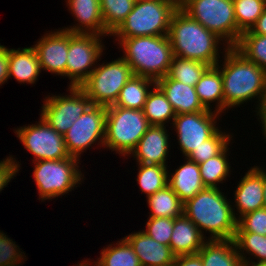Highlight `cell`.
I'll use <instances>...</instances> for the list:
<instances>
[{"label":"cell","instance_id":"cell-21","mask_svg":"<svg viewBox=\"0 0 266 266\" xmlns=\"http://www.w3.org/2000/svg\"><path fill=\"white\" fill-rule=\"evenodd\" d=\"M184 214L174 219L170 248L176 256L197 254L207 239Z\"/></svg>","mask_w":266,"mask_h":266},{"label":"cell","instance_id":"cell-18","mask_svg":"<svg viewBox=\"0 0 266 266\" xmlns=\"http://www.w3.org/2000/svg\"><path fill=\"white\" fill-rule=\"evenodd\" d=\"M68 10L79 23L63 30L71 33L96 34L108 36L111 34L105 29L100 10V0H67ZM105 34V35H104Z\"/></svg>","mask_w":266,"mask_h":266},{"label":"cell","instance_id":"cell-29","mask_svg":"<svg viewBox=\"0 0 266 266\" xmlns=\"http://www.w3.org/2000/svg\"><path fill=\"white\" fill-rule=\"evenodd\" d=\"M100 255L97 261L91 262L94 266H141L137 254L125 238L117 241L114 246L109 244Z\"/></svg>","mask_w":266,"mask_h":266},{"label":"cell","instance_id":"cell-16","mask_svg":"<svg viewBox=\"0 0 266 266\" xmlns=\"http://www.w3.org/2000/svg\"><path fill=\"white\" fill-rule=\"evenodd\" d=\"M166 126L150 125L131 152L138 164L164 165L169 152V135Z\"/></svg>","mask_w":266,"mask_h":266},{"label":"cell","instance_id":"cell-27","mask_svg":"<svg viewBox=\"0 0 266 266\" xmlns=\"http://www.w3.org/2000/svg\"><path fill=\"white\" fill-rule=\"evenodd\" d=\"M152 88L143 108L144 115L149 125L166 126L169 120H174L176 112L162 90L157 85Z\"/></svg>","mask_w":266,"mask_h":266},{"label":"cell","instance_id":"cell-23","mask_svg":"<svg viewBox=\"0 0 266 266\" xmlns=\"http://www.w3.org/2000/svg\"><path fill=\"white\" fill-rule=\"evenodd\" d=\"M41 73L36 50L33 46L23 49H9L8 76L19 83L34 84Z\"/></svg>","mask_w":266,"mask_h":266},{"label":"cell","instance_id":"cell-49","mask_svg":"<svg viewBox=\"0 0 266 266\" xmlns=\"http://www.w3.org/2000/svg\"><path fill=\"white\" fill-rule=\"evenodd\" d=\"M171 2L176 8H181L188 0H167Z\"/></svg>","mask_w":266,"mask_h":266},{"label":"cell","instance_id":"cell-37","mask_svg":"<svg viewBox=\"0 0 266 266\" xmlns=\"http://www.w3.org/2000/svg\"><path fill=\"white\" fill-rule=\"evenodd\" d=\"M232 135L218 130L211 138L203 142V145L194 149L187 158L197 164L205 162L218 155L231 142Z\"/></svg>","mask_w":266,"mask_h":266},{"label":"cell","instance_id":"cell-1","mask_svg":"<svg viewBox=\"0 0 266 266\" xmlns=\"http://www.w3.org/2000/svg\"><path fill=\"white\" fill-rule=\"evenodd\" d=\"M224 62L216 66L222 73L224 110L258 98V108L264 93L266 70L250 62L235 47H225ZM257 97V98H256Z\"/></svg>","mask_w":266,"mask_h":266},{"label":"cell","instance_id":"cell-41","mask_svg":"<svg viewBox=\"0 0 266 266\" xmlns=\"http://www.w3.org/2000/svg\"><path fill=\"white\" fill-rule=\"evenodd\" d=\"M13 156H9L3 161H0V192L4 190L10 180L18 173L20 170V164L17 163Z\"/></svg>","mask_w":266,"mask_h":266},{"label":"cell","instance_id":"cell-50","mask_svg":"<svg viewBox=\"0 0 266 266\" xmlns=\"http://www.w3.org/2000/svg\"><path fill=\"white\" fill-rule=\"evenodd\" d=\"M81 262H80L79 265L77 264L76 266H90V264H91L90 261H88V260H86V261L84 260V261H81Z\"/></svg>","mask_w":266,"mask_h":266},{"label":"cell","instance_id":"cell-20","mask_svg":"<svg viewBox=\"0 0 266 266\" xmlns=\"http://www.w3.org/2000/svg\"><path fill=\"white\" fill-rule=\"evenodd\" d=\"M167 100L178 114L208 111L200 102L195 87L170 79L168 76L156 81Z\"/></svg>","mask_w":266,"mask_h":266},{"label":"cell","instance_id":"cell-46","mask_svg":"<svg viewBox=\"0 0 266 266\" xmlns=\"http://www.w3.org/2000/svg\"><path fill=\"white\" fill-rule=\"evenodd\" d=\"M257 116L259 115V118L258 119H260L261 120V122L260 123H262L261 124V126H262V133L264 134V138L266 139V113H257L256 114Z\"/></svg>","mask_w":266,"mask_h":266},{"label":"cell","instance_id":"cell-36","mask_svg":"<svg viewBox=\"0 0 266 266\" xmlns=\"http://www.w3.org/2000/svg\"><path fill=\"white\" fill-rule=\"evenodd\" d=\"M237 28L250 30L266 9V0H233Z\"/></svg>","mask_w":266,"mask_h":266},{"label":"cell","instance_id":"cell-3","mask_svg":"<svg viewBox=\"0 0 266 266\" xmlns=\"http://www.w3.org/2000/svg\"><path fill=\"white\" fill-rule=\"evenodd\" d=\"M168 37L174 56L197 60L209 66H216L219 62L218 45L223 40L181 8H177L171 17Z\"/></svg>","mask_w":266,"mask_h":266},{"label":"cell","instance_id":"cell-17","mask_svg":"<svg viewBox=\"0 0 266 266\" xmlns=\"http://www.w3.org/2000/svg\"><path fill=\"white\" fill-rule=\"evenodd\" d=\"M238 183L234 193V202L239 213L237 220L248 212L264 208L263 168L251 167Z\"/></svg>","mask_w":266,"mask_h":266},{"label":"cell","instance_id":"cell-7","mask_svg":"<svg viewBox=\"0 0 266 266\" xmlns=\"http://www.w3.org/2000/svg\"><path fill=\"white\" fill-rule=\"evenodd\" d=\"M181 9L221 38L224 47L239 42L242 32L237 28L233 0H188Z\"/></svg>","mask_w":266,"mask_h":266},{"label":"cell","instance_id":"cell-8","mask_svg":"<svg viewBox=\"0 0 266 266\" xmlns=\"http://www.w3.org/2000/svg\"><path fill=\"white\" fill-rule=\"evenodd\" d=\"M32 163L35 164L33 177L38 188L39 199L42 201L69 193L74 190V187H78L76 185L81 184L84 177L78 169L80 159L76 157L40 160Z\"/></svg>","mask_w":266,"mask_h":266},{"label":"cell","instance_id":"cell-45","mask_svg":"<svg viewBox=\"0 0 266 266\" xmlns=\"http://www.w3.org/2000/svg\"><path fill=\"white\" fill-rule=\"evenodd\" d=\"M256 112L257 113H266V82H265L262 100H261Z\"/></svg>","mask_w":266,"mask_h":266},{"label":"cell","instance_id":"cell-12","mask_svg":"<svg viewBox=\"0 0 266 266\" xmlns=\"http://www.w3.org/2000/svg\"><path fill=\"white\" fill-rule=\"evenodd\" d=\"M105 126L106 106L92 104L63 134L68 154L79 159L98 140L104 146Z\"/></svg>","mask_w":266,"mask_h":266},{"label":"cell","instance_id":"cell-4","mask_svg":"<svg viewBox=\"0 0 266 266\" xmlns=\"http://www.w3.org/2000/svg\"><path fill=\"white\" fill-rule=\"evenodd\" d=\"M122 47V58L135 76L157 81L167 76L174 54L168 35L116 39Z\"/></svg>","mask_w":266,"mask_h":266},{"label":"cell","instance_id":"cell-14","mask_svg":"<svg viewBox=\"0 0 266 266\" xmlns=\"http://www.w3.org/2000/svg\"><path fill=\"white\" fill-rule=\"evenodd\" d=\"M219 115L218 112L208 110L175 116L171 124L185 158L219 130L216 126Z\"/></svg>","mask_w":266,"mask_h":266},{"label":"cell","instance_id":"cell-38","mask_svg":"<svg viewBox=\"0 0 266 266\" xmlns=\"http://www.w3.org/2000/svg\"><path fill=\"white\" fill-rule=\"evenodd\" d=\"M174 226V219L167 217H149L146 223V230H143L149 237L157 242L170 245V238Z\"/></svg>","mask_w":266,"mask_h":266},{"label":"cell","instance_id":"cell-22","mask_svg":"<svg viewBox=\"0 0 266 266\" xmlns=\"http://www.w3.org/2000/svg\"><path fill=\"white\" fill-rule=\"evenodd\" d=\"M185 159L186 162L174 173L168 172V186L183 204L206 188L202 182L199 165L187 157Z\"/></svg>","mask_w":266,"mask_h":266},{"label":"cell","instance_id":"cell-33","mask_svg":"<svg viewBox=\"0 0 266 266\" xmlns=\"http://www.w3.org/2000/svg\"><path fill=\"white\" fill-rule=\"evenodd\" d=\"M235 48L250 62L266 70V35L253 34L250 30L242 32Z\"/></svg>","mask_w":266,"mask_h":266},{"label":"cell","instance_id":"cell-10","mask_svg":"<svg viewBox=\"0 0 266 266\" xmlns=\"http://www.w3.org/2000/svg\"><path fill=\"white\" fill-rule=\"evenodd\" d=\"M100 37L96 34L68 32L66 76L71 80L69 86L80 87L95 69L105 49Z\"/></svg>","mask_w":266,"mask_h":266},{"label":"cell","instance_id":"cell-43","mask_svg":"<svg viewBox=\"0 0 266 266\" xmlns=\"http://www.w3.org/2000/svg\"><path fill=\"white\" fill-rule=\"evenodd\" d=\"M172 266H203V263L200 255L197 253L176 256Z\"/></svg>","mask_w":266,"mask_h":266},{"label":"cell","instance_id":"cell-9","mask_svg":"<svg viewBox=\"0 0 266 266\" xmlns=\"http://www.w3.org/2000/svg\"><path fill=\"white\" fill-rule=\"evenodd\" d=\"M96 66L80 87L93 105H113L122 87L134 75L132 69L122 57Z\"/></svg>","mask_w":266,"mask_h":266},{"label":"cell","instance_id":"cell-2","mask_svg":"<svg viewBox=\"0 0 266 266\" xmlns=\"http://www.w3.org/2000/svg\"><path fill=\"white\" fill-rule=\"evenodd\" d=\"M222 193L219 187H206L183 204V214L199 228L203 236V230L208 231L210 240L235 237L238 214Z\"/></svg>","mask_w":266,"mask_h":266},{"label":"cell","instance_id":"cell-42","mask_svg":"<svg viewBox=\"0 0 266 266\" xmlns=\"http://www.w3.org/2000/svg\"><path fill=\"white\" fill-rule=\"evenodd\" d=\"M9 48L0 44V86L8 81Z\"/></svg>","mask_w":266,"mask_h":266},{"label":"cell","instance_id":"cell-30","mask_svg":"<svg viewBox=\"0 0 266 266\" xmlns=\"http://www.w3.org/2000/svg\"><path fill=\"white\" fill-rule=\"evenodd\" d=\"M228 146L229 144L218 155L198 164L205 187L217 188L218 183H223L229 176L231 166L227 159Z\"/></svg>","mask_w":266,"mask_h":266},{"label":"cell","instance_id":"cell-47","mask_svg":"<svg viewBox=\"0 0 266 266\" xmlns=\"http://www.w3.org/2000/svg\"><path fill=\"white\" fill-rule=\"evenodd\" d=\"M263 169V198H264V207L266 208V170Z\"/></svg>","mask_w":266,"mask_h":266},{"label":"cell","instance_id":"cell-39","mask_svg":"<svg viewBox=\"0 0 266 266\" xmlns=\"http://www.w3.org/2000/svg\"><path fill=\"white\" fill-rule=\"evenodd\" d=\"M236 232H250L266 236V208L244 214L237 220Z\"/></svg>","mask_w":266,"mask_h":266},{"label":"cell","instance_id":"cell-25","mask_svg":"<svg viewBox=\"0 0 266 266\" xmlns=\"http://www.w3.org/2000/svg\"><path fill=\"white\" fill-rule=\"evenodd\" d=\"M194 87L200 102L206 109L213 110L210 103L216 102L214 111L224 113L222 73L217 66H209Z\"/></svg>","mask_w":266,"mask_h":266},{"label":"cell","instance_id":"cell-32","mask_svg":"<svg viewBox=\"0 0 266 266\" xmlns=\"http://www.w3.org/2000/svg\"><path fill=\"white\" fill-rule=\"evenodd\" d=\"M138 174L136 181L140 186V191L146 197L153 195L157 191L168 185V169L164 165L138 164Z\"/></svg>","mask_w":266,"mask_h":266},{"label":"cell","instance_id":"cell-24","mask_svg":"<svg viewBox=\"0 0 266 266\" xmlns=\"http://www.w3.org/2000/svg\"><path fill=\"white\" fill-rule=\"evenodd\" d=\"M198 254L203 266H242L243 264L233 239H208Z\"/></svg>","mask_w":266,"mask_h":266},{"label":"cell","instance_id":"cell-31","mask_svg":"<svg viewBox=\"0 0 266 266\" xmlns=\"http://www.w3.org/2000/svg\"><path fill=\"white\" fill-rule=\"evenodd\" d=\"M208 67L204 62L174 56L167 76L194 87Z\"/></svg>","mask_w":266,"mask_h":266},{"label":"cell","instance_id":"cell-48","mask_svg":"<svg viewBox=\"0 0 266 266\" xmlns=\"http://www.w3.org/2000/svg\"><path fill=\"white\" fill-rule=\"evenodd\" d=\"M242 266H266V262H260V263H257L255 261H250L249 259L247 260V262H244L242 264Z\"/></svg>","mask_w":266,"mask_h":266},{"label":"cell","instance_id":"cell-5","mask_svg":"<svg viewBox=\"0 0 266 266\" xmlns=\"http://www.w3.org/2000/svg\"><path fill=\"white\" fill-rule=\"evenodd\" d=\"M177 8L167 0H137L126 19L111 34L118 39L168 35Z\"/></svg>","mask_w":266,"mask_h":266},{"label":"cell","instance_id":"cell-15","mask_svg":"<svg viewBox=\"0 0 266 266\" xmlns=\"http://www.w3.org/2000/svg\"><path fill=\"white\" fill-rule=\"evenodd\" d=\"M53 32L42 36L33 47L37 52L41 70L66 77L68 31L58 29Z\"/></svg>","mask_w":266,"mask_h":266},{"label":"cell","instance_id":"cell-40","mask_svg":"<svg viewBox=\"0 0 266 266\" xmlns=\"http://www.w3.org/2000/svg\"><path fill=\"white\" fill-rule=\"evenodd\" d=\"M18 247V248H17ZM12 239L0 231V266H11L26 259Z\"/></svg>","mask_w":266,"mask_h":266},{"label":"cell","instance_id":"cell-34","mask_svg":"<svg viewBox=\"0 0 266 266\" xmlns=\"http://www.w3.org/2000/svg\"><path fill=\"white\" fill-rule=\"evenodd\" d=\"M233 240L243 263L248 260L246 253L252 255L251 257L254 256L257 263L266 262V236L250 232H236Z\"/></svg>","mask_w":266,"mask_h":266},{"label":"cell","instance_id":"cell-28","mask_svg":"<svg viewBox=\"0 0 266 266\" xmlns=\"http://www.w3.org/2000/svg\"><path fill=\"white\" fill-rule=\"evenodd\" d=\"M147 203L151 212L149 217L151 218L167 217L175 219L183 214V203L168 185L148 196Z\"/></svg>","mask_w":266,"mask_h":266},{"label":"cell","instance_id":"cell-26","mask_svg":"<svg viewBox=\"0 0 266 266\" xmlns=\"http://www.w3.org/2000/svg\"><path fill=\"white\" fill-rule=\"evenodd\" d=\"M156 81L147 77L133 75L122 87L116 102L117 107L141 110L144 108L151 86H155ZM150 87V88H149Z\"/></svg>","mask_w":266,"mask_h":266},{"label":"cell","instance_id":"cell-44","mask_svg":"<svg viewBox=\"0 0 266 266\" xmlns=\"http://www.w3.org/2000/svg\"><path fill=\"white\" fill-rule=\"evenodd\" d=\"M250 31L253 34L266 35V9L262 15L257 19L256 23L252 26Z\"/></svg>","mask_w":266,"mask_h":266},{"label":"cell","instance_id":"cell-13","mask_svg":"<svg viewBox=\"0 0 266 266\" xmlns=\"http://www.w3.org/2000/svg\"><path fill=\"white\" fill-rule=\"evenodd\" d=\"M37 124L20 127L15 134L24 148L34 155L33 162L70 157L63 135L54 130L41 116Z\"/></svg>","mask_w":266,"mask_h":266},{"label":"cell","instance_id":"cell-6","mask_svg":"<svg viewBox=\"0 0 266 266\" xmlns=\"http://www.w3.org/2000/svg\"><path fill=\"white\" fill-rule=\"evenodd\" d=\"M149 126L143 109L107 106L104 148L130 156Z\"/></svg>","mask_w":266,"mask_h":266},{"label":"cell","instance_id":"cell-51","mask_svg":"<svg viewBox=\"0 0 266 266\" xmlns=\"http://www.w3.org/2000/svg\"><path fill=\"white\" fill-rule=\"evenodd\" d=\"M21 263H22V262H19V263H16V264H14V265H11V266H20V265H22Z\"/></svg>","mask_w":266,"mask_h":266},{"label":"cell","instance_id":"cell-19","mask_svg":"<svg viewBox=\"0 0 266 266\" xmlns=\"http://www.w3.org/2000/svg\"><path fill=\"white\" fill-rule=\"evenodd\" d=\"M132 246L141 266H172L176 255L168 245L149 237L143 230L124 237Z\"/></svg>","mask_w":266,"mask_h":266},{"label":"cell","instance_id":"cell-35","mask_svg":"<svg viewBox=\"0 0 266 266\" xmlns=\"http://www.w3.org/2000/svg\"><path fill=\"white\" fill-rule=\"evenodd\" d=\"M135 0H100L105 29L112 34L132 11Z\"/></svg>","mask_w":266,"mask_h":266},{"label":"cell","instance_id":"cell-11","mask_svg":"<svg viewBox=\"0 0 266 266\" xmlns=\"http://www.w3.org/2000/svg\"><path fill=\"white\" fill-rule=\"evenodd\" d=\"M68 88L70 95H48L41 107L40 116L62 135L92 105L81 87L69 86Z\"/></svg>","mask_w":266,"mask_h":266}]
</instances>
